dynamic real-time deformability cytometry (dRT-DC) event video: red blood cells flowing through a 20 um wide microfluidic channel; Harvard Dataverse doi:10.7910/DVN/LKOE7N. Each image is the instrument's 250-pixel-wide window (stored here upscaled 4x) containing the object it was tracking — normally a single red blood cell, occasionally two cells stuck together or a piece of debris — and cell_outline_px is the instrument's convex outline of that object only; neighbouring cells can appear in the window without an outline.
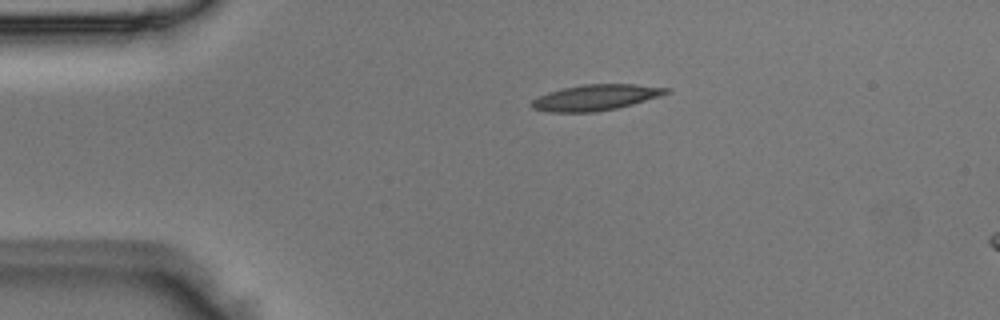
{"species": "Egyptian fruit bat (a non-hibernating species)", "species_latin": "Rousettus aegyptiacus", "temperature_condition": "room temperature", "stored_images_in_passage": 41, "camera_frame_rate_fps": 3000, "um_per_image_px": 0.085, "animal": {"sex": "male"}, "frame": {"image": 1, "passage_image": 1, "time_ms": 0.0, "image_size_px": [1000, 320], "cell_outline_px": [[672, 92], [660, 96], [632, 104], [616, 108], [596, 112], [548, 112], [532, 108], [532, 100], [548, 92], [564, 88], [584, 84], [636, 84], [672, 88]], "centroid_in_image_um": [50.69, 8.28], "position_along_channel_um": 34.3, "area_um2": 20.23}}
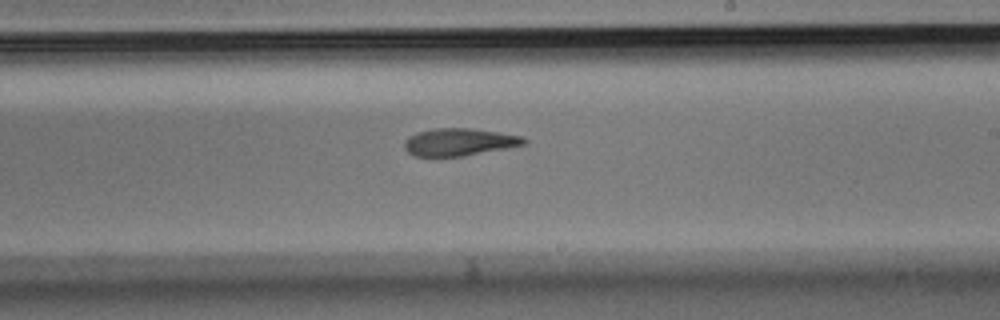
{"frame": {"image": 2, "passage_image": 20, "time_ms": 6.333, "image_size_px": [1000, 320], "cell_outline_px": [[528, 140], [524, 144], [464, 156], [416, 156], [408, 152], [404, 148], [404, 140], [408, 136], [420, 132], [436, 128], [472, 128], [524, 136]], "centroid_in_image_um": [39.02, 12.06], "position_along_channel_um": 250.0, "area_um2": 18.96}}
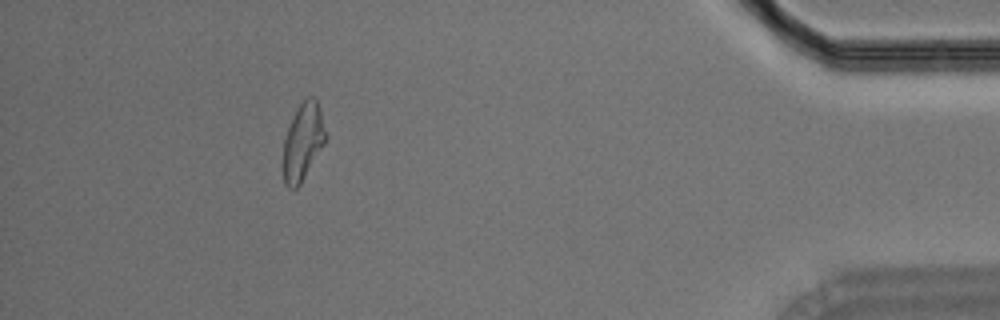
{"frame": {"image": 3, "passage_image": 36, "time_ms": 11.667, "image_size_px": [1000, 320], "cell_outline_px": [[328, 136], [324, 144], [300, 184], [296, 188], [288, 188], [284, 184], [284, 140], [292, 116], [300, 104], [308, 96], [316, 96], [328, 132]], "centroid_in_image_um": [25.79, 11.99], "position_along_channel_um": 409.4, "area_um2": 19.13}}